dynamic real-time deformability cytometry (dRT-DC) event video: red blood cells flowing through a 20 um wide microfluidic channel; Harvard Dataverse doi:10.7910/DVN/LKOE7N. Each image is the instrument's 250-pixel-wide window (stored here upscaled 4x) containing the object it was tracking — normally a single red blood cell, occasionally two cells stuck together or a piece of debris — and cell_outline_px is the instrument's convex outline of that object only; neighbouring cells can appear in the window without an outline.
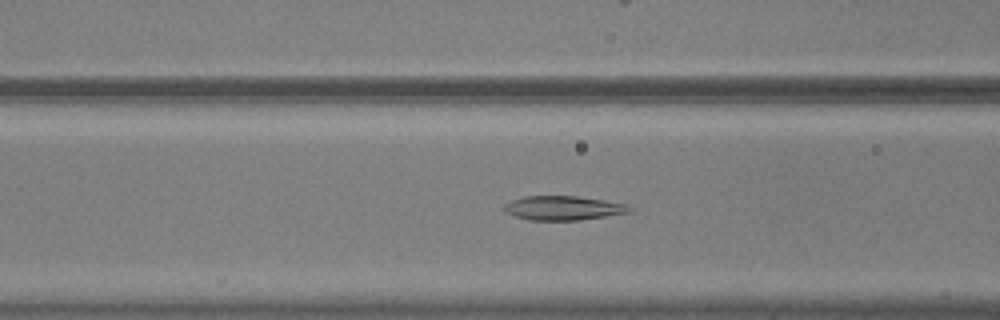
{"species": "common noctule bat (a hibernating species)", "species_latin": "Nyctalus noctula", "temperature_condition": "warm", "stored_images_in_passage": 43, "camera_frame_rate_fps": 3000, "um_per_image_px": 0.085, "animal": {"sex": "male", "body_mass_g": 20.5, "forearm_length_mm": 52.5}, "frame": {"image": 1, "passage_image": 10, "time_ms": 3.0, "image_size_px": [1000, 320], "cell_outline_px": [[632, 212], [580, 220], [528, 220], [516, 216], [500, 208], [504, 204], [512, 200], [524, 196], [576, 196], [604, 200], [628, 204], [632, 208]], "centroid_in_image_um": [47.89, 17.68], "position_along_channel_um": 118.7, "area_um2": 17.74}}
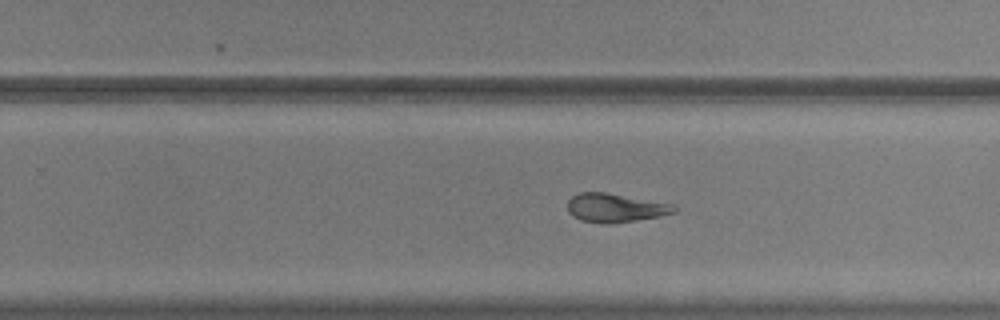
{"frame": {"image": 2, "passage_image": 23, "time_ms": 7.333, "image_size_px": [1000, 320], "cell_outline_px": [[676, 212], [660, 216], [636, 220], [608, 224], [580, 220], [572, 216], [568, 212], [568, 200], [572, 196], [580, 192], [608, 192], [672, 204], [676, 208]], "centroid_in_image_um": [52.27, 17.66], "position_along_channel_um": 277.5, "area_um2": 17.86}}
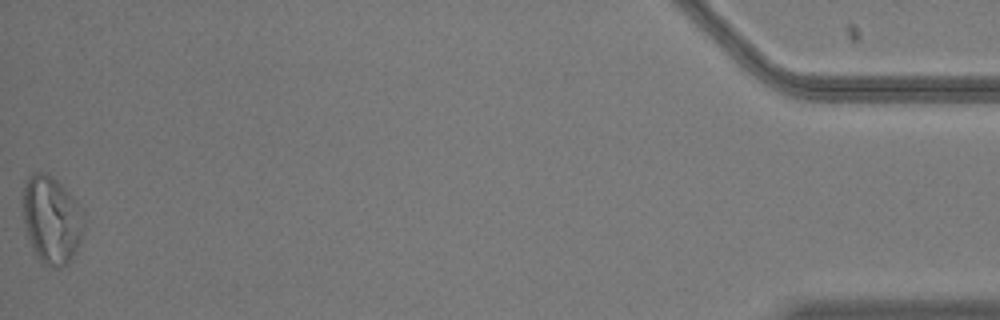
{"frame": {"image": 3, "passage_image": 43, "time_ms": 14.0, "image_size_px": [1000, 320], "cell_outline_px": [[84, 228], [76, 252], [64, 264], [56, 268], [52, 268], [44, 264], [40, 260], [28, 236], [24, 220], [20, 200], [24, 180], [32, 172], [48, 172], [72, 196], [84, 212]], "centroid_in_image_um": [4.35, 18.61], "position_along_channel_um": 430.8, "area_um2": 31.33}, "authors_computed_cell_mechanics": {"area_um2": 18.785, "velocity_mm_per_s": 3.659, "shape_relaxation_time_tau1_ms": null, "shape_relaxation_time_tau2_ms": 3.0566, "deformation_change_tau1": null, "deformation_change_tau2": 0.0958}}